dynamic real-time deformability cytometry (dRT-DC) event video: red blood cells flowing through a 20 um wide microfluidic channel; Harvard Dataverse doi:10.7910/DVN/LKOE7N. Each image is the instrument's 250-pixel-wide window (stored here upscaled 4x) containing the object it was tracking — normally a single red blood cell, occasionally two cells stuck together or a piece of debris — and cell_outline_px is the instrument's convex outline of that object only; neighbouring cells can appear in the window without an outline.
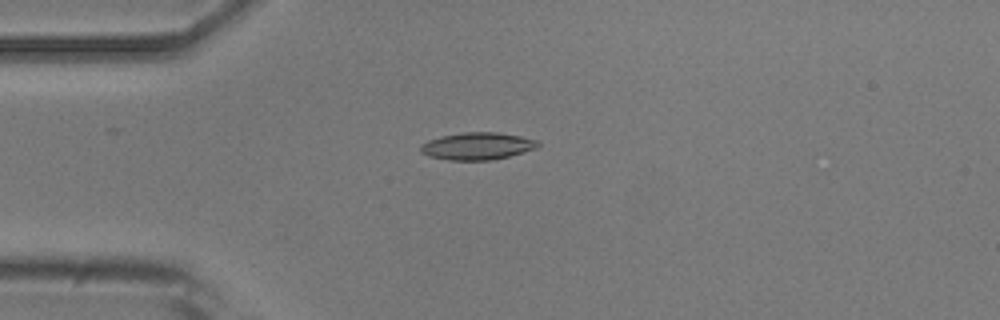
{"species": "common noctule bat (a hibernating species)", "species_latin": "Nyctalus noctula", "temperature_condition": "room temperature", "stored_images_in_passage": 3, "camera_frame_rate_fps": 3000, "um_per_image_px": 0.085, "animal": {"sex": "male", "body_mass_g": 20.5, "forearm_length_mm": 52.5}, "frame": {"image": 1, "passage_image": 2, "time_ms": 1.0, "image_size_px": [1000, 320], "cell_outline_px": [[540, 144], [536, 148], [508, 156], [492, 160], [448, 160], [428, 156], [420, 152], [420, 144], [428, 140], [440, 136], [464, 132], [496, 132], [520, 136], [540, 140]], "centroid_in_image_um": [40.55, 12.41], "position_along_channel_um": 44.5, "area_um2": 18.73}}
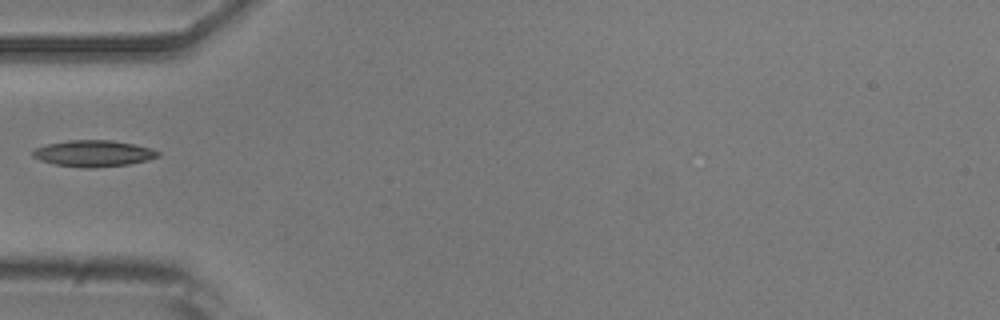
{"frame": {"image": 2, "passage_image": 3, "time_ms": 2.333, "image_size_px": [1000, 320], "cell_outline_px": [[160, 156], [148, 160], [128, 164], [88, 168], [84, 168], [56, 164], [40, 160], [32, 156], [32, 152], [36, 148], [48, 144], [68, 140], [112, 140], [136, 144], [160, 152]], "centroid_in_image_um": [7.96, 13.03], "position_along_channel_um": 77.0, "area_um2": 19.07}}